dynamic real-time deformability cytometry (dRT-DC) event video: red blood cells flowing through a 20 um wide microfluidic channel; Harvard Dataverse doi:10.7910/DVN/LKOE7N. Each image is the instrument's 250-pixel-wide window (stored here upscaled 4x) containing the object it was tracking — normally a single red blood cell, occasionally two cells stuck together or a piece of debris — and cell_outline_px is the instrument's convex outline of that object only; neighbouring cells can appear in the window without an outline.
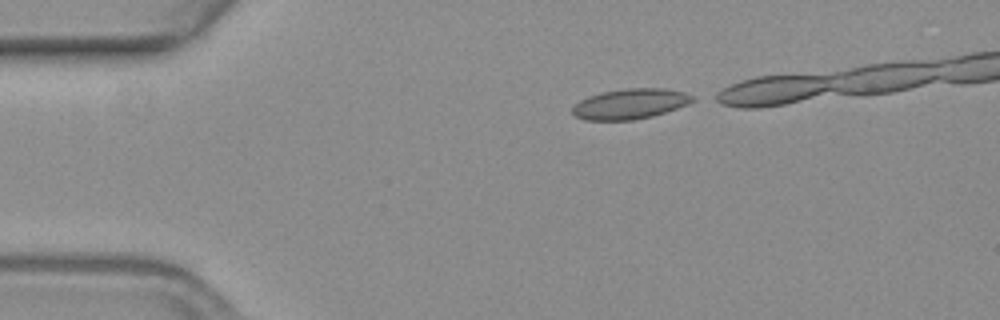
{"species": "common noctule bat (a hibernating species)", "species_latin": "Nyctalus noctula", "temperature_condition": "warm", "stored_images_in_passage": 15, "camera_frame_rate_fps": 3000, "um_per_image_px": 0.085, "animal": {"sex": "female", "body_mass_g": 19.3, "forearm_length_mm": 54.1}, "frame": {"image": 1, "passage_image": 1, "time_ms": 0.0, "image_size_px": [1000, 320], "cell_outline_px": [[696, 100], [688, 104], [652, 116], [632, 120], [584, 120], [576, 116], [572, 112], [572, 108], [580, 100], [588, 96], [600, 92], [624, 88], [664, 88], [684, 92], [696, 96]], "centroid_in_image_um": [53.58, 8.82], "position_along_channel_um": 31.4, "area_um2": 21.27}}
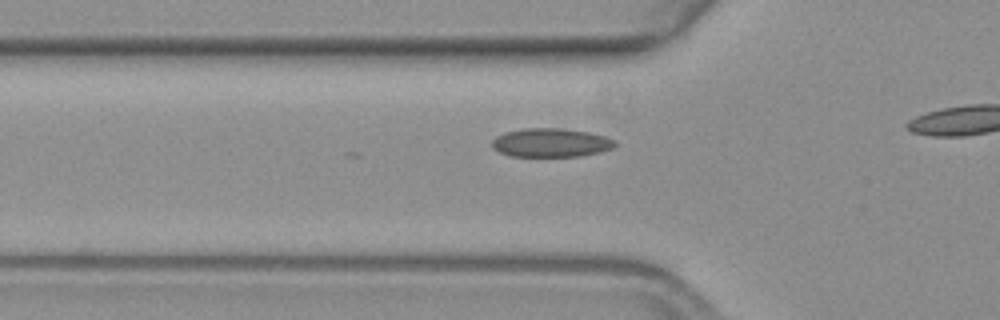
{"frame": {"image": 2, "passage_image": 9, "time_ms": 2.667, "image_size_px": [1000, 320], "cell_outline_px": [[616, 144], [612, 148], [600, 152], [580, 156], [508, 156], [492, 148], [492, 140], [496, 136], [504, 132], [524, 128], [564, 128], [588, 132], [604, 136], [616, 140]], "centroid_in_image_um": [46.81, 12.12], "position_along_channel_um": 79.0, "area_um2": 20.69}}
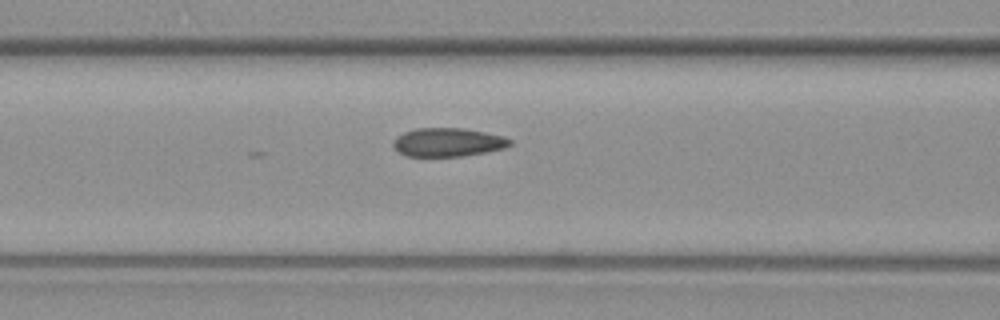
{"frame": {"image": 3, "passage_image": 13, "time_ms": 4.0, "image_size_px": [1000, 320], "cell_outline_px": [[512, 144], [504, 148], [464, 156], [408, 156], [400, 152], [392, 144], [392, 140], [396, 136], [404, 132], [416, 128], [464, 128], [504, 136], [512, 140]], "centroid_in_image_um": [38.07, 12.08], "position_along_channel_um": 128.5, "area_um2": 19.42}}